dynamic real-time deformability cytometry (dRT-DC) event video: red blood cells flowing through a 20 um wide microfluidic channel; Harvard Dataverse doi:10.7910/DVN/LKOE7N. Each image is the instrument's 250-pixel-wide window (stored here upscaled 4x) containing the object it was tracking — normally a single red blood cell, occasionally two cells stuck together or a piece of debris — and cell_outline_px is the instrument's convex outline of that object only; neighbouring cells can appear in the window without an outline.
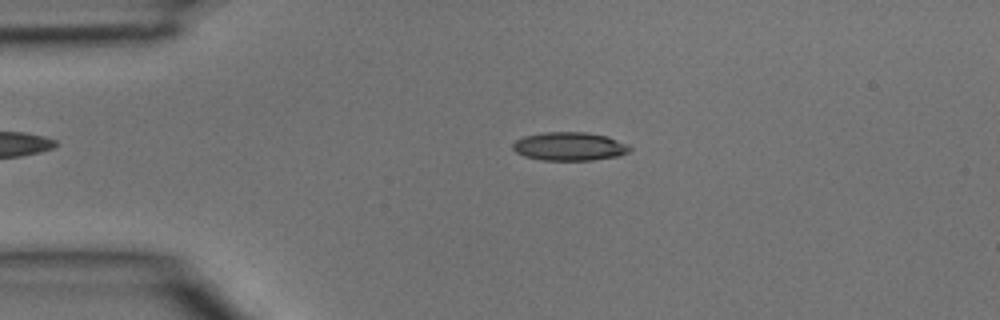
{"species": "common noctule bat (a hibernating species)", "species_latin": "Nyctalus noctula", "temperature_condition": "room temperature", "stored_images_in_passage": 2, "camera_frame_rate_fps": 3000, "um_per_image_px": 0.085, "animal": {"sex": "male", "body_mass_g": 15.6}, "frame": {"image": 1, "passage_image": 1, "time_ms": 0.0, "image_size_px": [1000, 320], "cell_outline_px": [[632, 148], [628, 152], [620, 156], [592, 160], [544, 160], [524, 156], [516, 152], [512, 148], [512, 144], [516, 140], [524, 136], [544, 132], [584, 132], [608, 136], [628, 144]], "centroid_in_image_um": [48.42, 12.44], "position_along_channel_um": 36.6, "area_um2": 19.48}}